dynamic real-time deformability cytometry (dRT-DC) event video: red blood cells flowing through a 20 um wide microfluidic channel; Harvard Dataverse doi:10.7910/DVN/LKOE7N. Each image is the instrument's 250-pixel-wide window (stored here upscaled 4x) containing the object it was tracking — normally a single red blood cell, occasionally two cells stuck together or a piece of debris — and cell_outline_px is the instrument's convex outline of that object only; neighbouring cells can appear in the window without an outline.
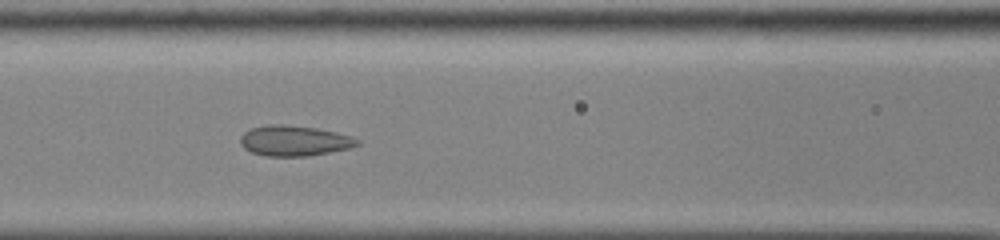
{"species": "common noctule bat (a hibernating species)", "species_latin": "Nyctalus noctula", "temperature_condition": "cold", "stored_images_in_passage": 16, "camera_frame_rate_fps": 3000, "um_per_image_px": 0.085, "animal": {"sex": "male", "body_mass_g": 13.0, "forearm_length_mm": 53.1}, "frame": {"image": 1, "passage_image": 10, "time_ms": 3.0, "image_size_px": [1000, 240], "cell_outline_px": [[360, 144], [348, 148], [328, 152], [304, 156], [264, 156], [252, 152], [244, 148], [240, 144], [240, 136], [244, 132], [252, 128], [268, 124], [280, 124], [316, 128], [336, 132], [352, 136], [360, 140]], "centroid_in_image_um": [24.99, 11.96], "position_along_channel_um": 141.6, "area_um2": 20.63}}